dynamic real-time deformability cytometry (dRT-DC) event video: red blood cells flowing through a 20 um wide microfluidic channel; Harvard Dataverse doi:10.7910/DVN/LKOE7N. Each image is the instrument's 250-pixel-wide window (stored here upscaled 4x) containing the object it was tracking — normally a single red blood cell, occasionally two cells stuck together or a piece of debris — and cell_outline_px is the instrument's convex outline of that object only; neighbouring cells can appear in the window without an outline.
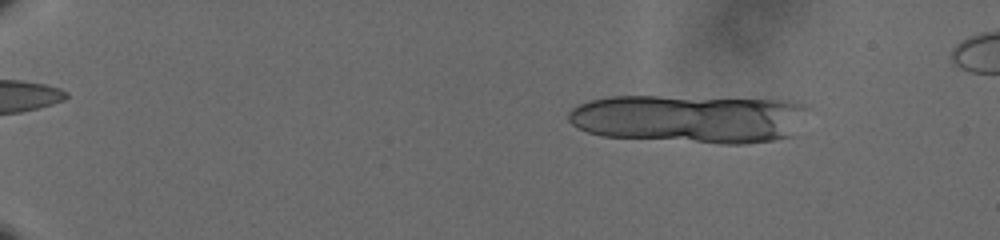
{"species": "human", "species_latin": "Homo sapiens", "temperature_condition": "cold", "stored_images_in_passage": 21, "camera_frame_rate_fps": 3000, "um_per_image_px": 0.085, "donor": {"sex": "male"}, "frame": {"image": 1, "passage_image": 9, "time_ms": 2.667, "image_size_px": [1000, 240], "cell_outline_px": [[808, 108], [796, 136], [776, 140], [744, 144], [720, 144], [604, 136], [588, 132], [576, 128], [568, 120], [568, 112], [572, 108], [580, 104], [592, 100], [612, 96], [660, 96], [796, 100], [804, 104]], "centroid_in_image_um": [58.7, 10.09], "position_along_channel_um": 26.3, "area_um2": 68.72}}